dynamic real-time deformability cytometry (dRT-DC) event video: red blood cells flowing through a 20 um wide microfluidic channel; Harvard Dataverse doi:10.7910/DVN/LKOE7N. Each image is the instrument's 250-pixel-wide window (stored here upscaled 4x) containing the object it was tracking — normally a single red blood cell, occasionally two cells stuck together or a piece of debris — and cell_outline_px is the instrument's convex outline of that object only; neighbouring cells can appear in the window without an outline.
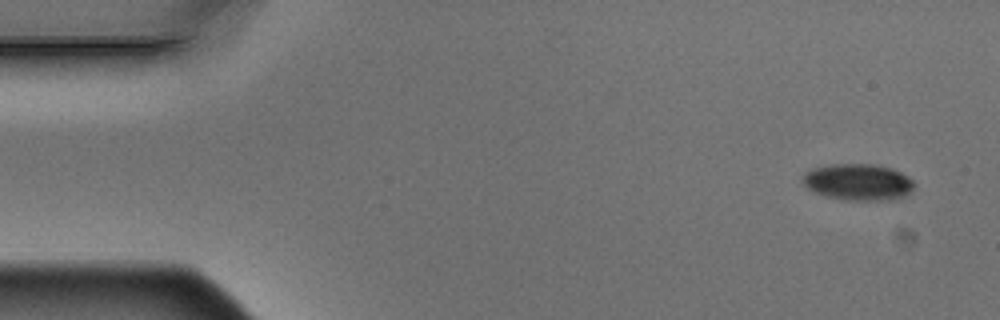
{"species": "Egyptian fruit bat (a non-hibernating species)", "species_latin": "Rousettus aegyptiacus", "temperature_condition": "warm", "stored_images_in_passage": 4, "camera_frame_rate_fps": 3000, "um_per_image_px": 0.085, "animal": {"sex": "male"}, "frame": {"image": 1, "passage_image": 1, "time_ms": 0.0, "image_size_px": [1000, 320], "cell_outline_px": [[916, 184], [904, 196], [892, 200], [844, 200], [824, 196], [812, 192], [800, 180], [804, 172], [812, 168], [832, 164], [872, 164], [892, 168], [908, 176]], "centroid_in_image_um": [72.89, 15.48], "position_along_channel_um": 12.1, "area_um2": 23.99}}